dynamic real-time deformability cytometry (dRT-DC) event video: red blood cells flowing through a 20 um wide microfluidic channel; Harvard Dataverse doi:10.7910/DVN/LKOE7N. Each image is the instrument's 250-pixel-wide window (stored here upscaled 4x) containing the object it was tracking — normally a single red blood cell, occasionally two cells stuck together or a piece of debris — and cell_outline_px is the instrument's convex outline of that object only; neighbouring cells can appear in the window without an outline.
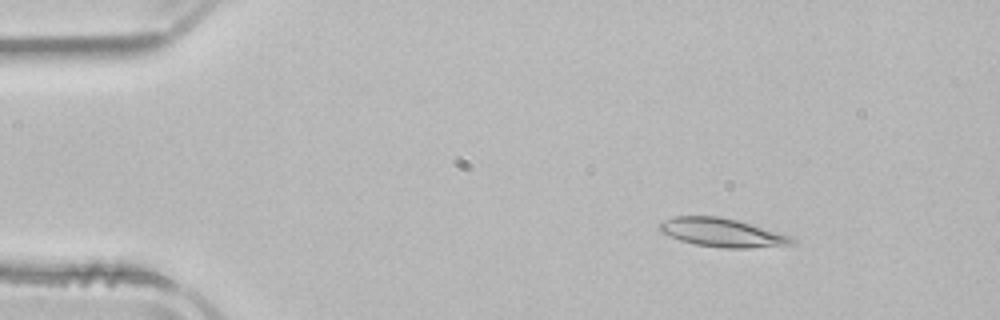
{"species": "common noctule bat (a hibernating species)", "species_latin": "Nyctalus noctula", "temperature_condition": "room temperature", "stored_images_in_passage": 51, "camera_frame_rate_fps": 3000, "um_per_image_px": 0.085, "animal": {"sex": "male", "body_mass_g": 21.5, "forearm_length_mm": 52.0}, "frame": {"image": 1, "passage_image": 7, "time_ms": 2.0, "image_size_px": [1000, 320], "cell_outline_px": [[796, 244], [748, 248], [724, 248], [696, 244], [680, 240], [656, 228], [664, 220], [672, 216], [720, 216], [736, 220], [788, 236], [796, 240]], "centroid_in_image_um": [61.34, 19.77], "position_along_channel_um": 23.7, "area_um2": 21.56}}
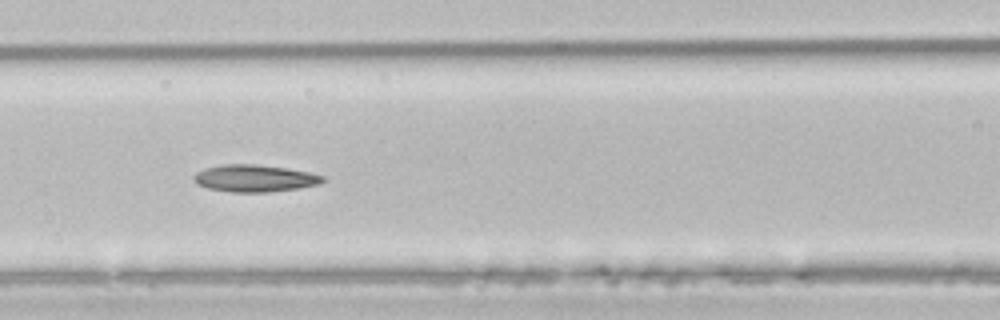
{"frame": {"image": 2, "passage_image": 22, "time_ms": 7.0, "image_size_px": [1000, 320], "cell_outline_px": [[328, 180], [320, 184], [300, 188], [268, 192], [232, 192], [208, 188], [196, 184], [192, 176], [196, 172], [204, 168], [224, 164], [256, 164], [288, 168], [308, 172], [324, 176]], "centroid_in_image_um": [21.66, 15.15], "position_along_channel_um": 144.9, "area_um2": 20.58}}
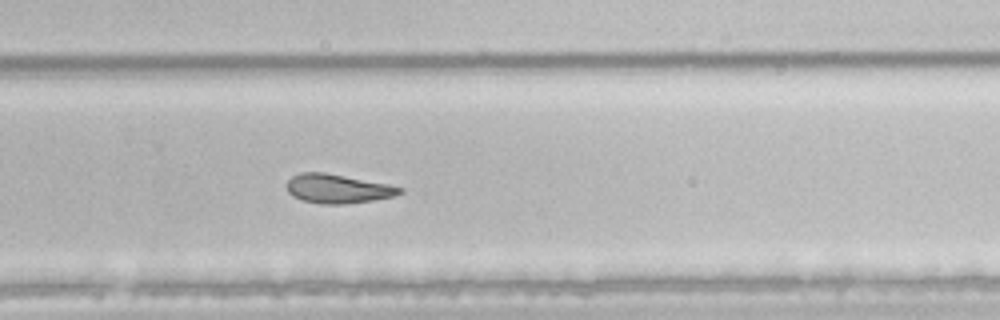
{"frame": {"image": 3, "passage_image": 34, "time_ms": 11.0, "image_size_px": [1000, 320], "cell_outline_px": [[404, 192], [392, 196], [372, 200], [344, 204], [320, 204], [304, 200], [292, 196], [288, 192], [288, 180], [292, 176], [300, 172], [324, 172], [388, 184], [404, 188]], "centroid_in_image_um": [28.7, 16.03], "position_along_channel_um": 301.1, "area_um2": 18.96}, "authors_computed_cell_mechanics": {"area_um2": 20.9236, "velocity_mm_per_s": 3.9217, "shape_relaxation_time_tau1_ms": null, "shape_relaxation_time_tau2_ms": 5.7993, "deformation_change_tau1": null, "deformation_change_tau2": 0.1344}}